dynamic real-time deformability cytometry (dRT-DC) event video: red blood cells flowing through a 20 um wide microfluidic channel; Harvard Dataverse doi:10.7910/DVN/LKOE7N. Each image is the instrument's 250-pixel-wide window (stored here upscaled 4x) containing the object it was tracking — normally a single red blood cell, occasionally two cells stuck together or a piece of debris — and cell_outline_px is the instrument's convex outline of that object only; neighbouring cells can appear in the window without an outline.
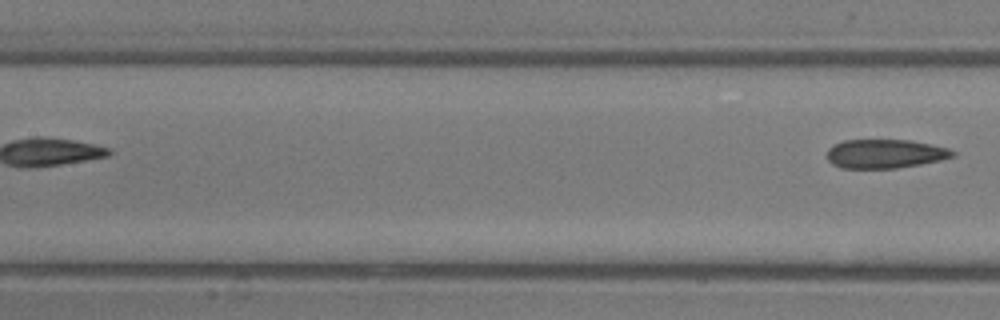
{"species": "common noctule bat (a hibernating species)", "species_latin": "Nyctalus noctula", "temperature_condition": "room temperature", "stored_images_in_passage": 6, "segment_of_instrument_passage": [2, 2], "camera_frame_rate_fps": 3000, "um_per_image_px": 0.085, "animal": {"sex": "male", "body_mass_g": 13.3}, "frame": {"image": 1, "passage_image": 6, "time_ms": 5.667, "image_size_px": [1000, 320], "cell_outline_px": [[956, 156], [940, 160], [920, 164], [896, 168], [840, 168], [832, 164], [828, 160], [828, 148], [832, 144], [844, 140], [908, 140], [948, 148], [956, 152]], "centroid_in_image_um": [75.21, 13.07], "position_along_channel_um": 132.2, "area_um2": 21.15}}